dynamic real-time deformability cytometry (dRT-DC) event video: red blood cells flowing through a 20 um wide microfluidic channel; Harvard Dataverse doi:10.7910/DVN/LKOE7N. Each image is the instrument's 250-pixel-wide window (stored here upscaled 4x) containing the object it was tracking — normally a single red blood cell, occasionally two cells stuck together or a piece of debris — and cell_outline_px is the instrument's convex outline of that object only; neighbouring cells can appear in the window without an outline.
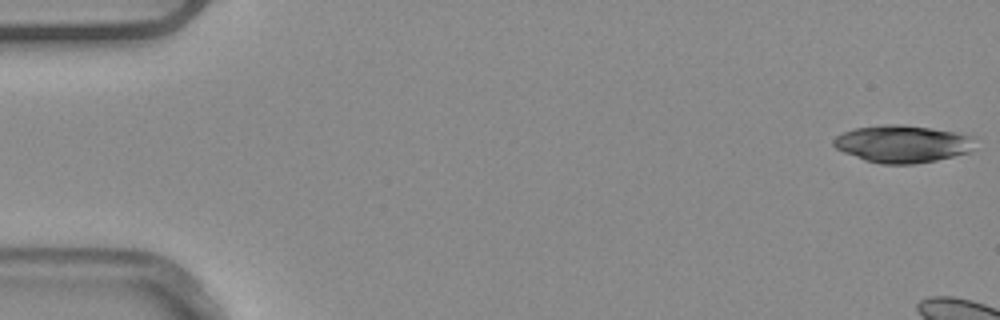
{"species": "common noctule bat (a hibernating species)", "species_latin": "Nyctalus noctula", "temperature_condition": "warm", "stored_images_in_passage": 7, "camera_frame_rate_fps": 3000, "um_per_image_px": 0.085, "animal": {"sex": "male", "body_mass_g": 20.4}, "frame": {"image": 1, "passage_image": 1, "time_ms": 0.0, "image_size_px": [1000, 320], "cell_outline_px": [[976, 136], [972, 148], [968, 152], [936, 160], [912, 164], [880, 164], [864, 160], [844, 152], [836, 148], [832, 144], [832, 140], [836, 136], [844, 132], [856, 128], [884, 124], [904, 124], [960, 132]], "centroid_in_image_um": [76.72, 12.21], "position_along_channel_um": 8.3, "area_um2": 30.98}}